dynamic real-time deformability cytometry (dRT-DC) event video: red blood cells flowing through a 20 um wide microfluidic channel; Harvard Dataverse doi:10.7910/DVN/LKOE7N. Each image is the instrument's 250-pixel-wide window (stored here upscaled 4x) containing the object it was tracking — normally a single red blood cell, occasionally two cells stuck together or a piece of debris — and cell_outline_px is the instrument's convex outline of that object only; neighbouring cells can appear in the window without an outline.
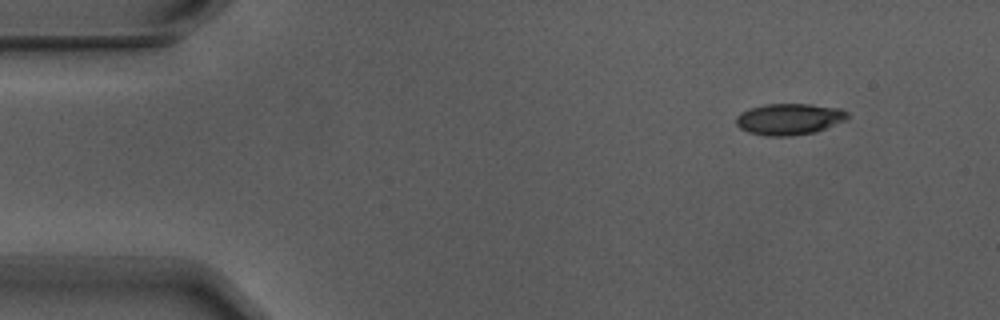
{"species": "Egyptian fruit bat (a non-hibernating species)", "species_latin": "Rousettus aegyptiacus", "temperature_condition": "warm", "stored_images_in_passage": 6, "camera_frame_rate_fps": 3000, "um_per_image_px": 0.085, "animal": {"sex": "male"}, "frame": {"image": 1, "passage_image": 2, "time_ms": 0.333, "image_size_px": [1000, 320], "cell_outline_px": [[848, 120], [816, 132], [788, 136], [764, 136], [748, 132], [740, 128], [736, 124], [736, 116], [740, 112], [748, 108], [764, 104], [808, 104], [840, 108], [848, 112]], "centroid_in_image_um": [67.08, 10.12], "position_along_channel_um": 17.9, "area_um2": 20.63}}
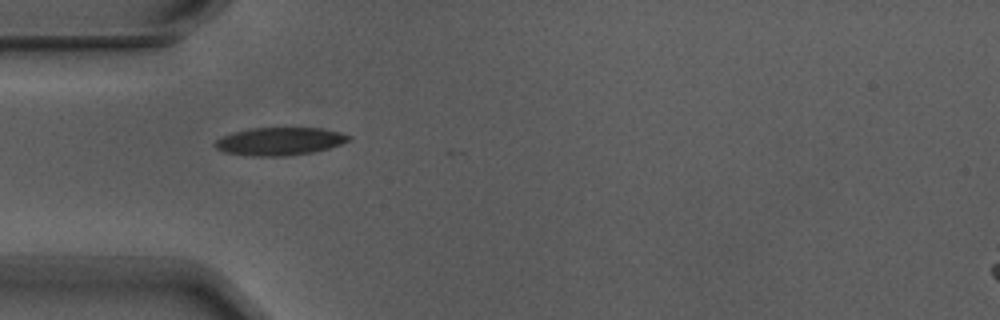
{"frame": {"image": 2, "passage_image": 5, "time_ms": 1.333, "image_size_px": [1000, 320], "cell_outline_px": [[352, 140], [328, 148], [312, 152], [284, 156], [252, 156], [224, 152], [216, 148], [212, 144], [216, 140], [232, 132], [252, 128], [320, 128], [340, 132], [352, 136]], "centroid_in_image_um": [23.77, 12.01], "position_along_channel_um": 61.2, "area_um2": 21.68}}